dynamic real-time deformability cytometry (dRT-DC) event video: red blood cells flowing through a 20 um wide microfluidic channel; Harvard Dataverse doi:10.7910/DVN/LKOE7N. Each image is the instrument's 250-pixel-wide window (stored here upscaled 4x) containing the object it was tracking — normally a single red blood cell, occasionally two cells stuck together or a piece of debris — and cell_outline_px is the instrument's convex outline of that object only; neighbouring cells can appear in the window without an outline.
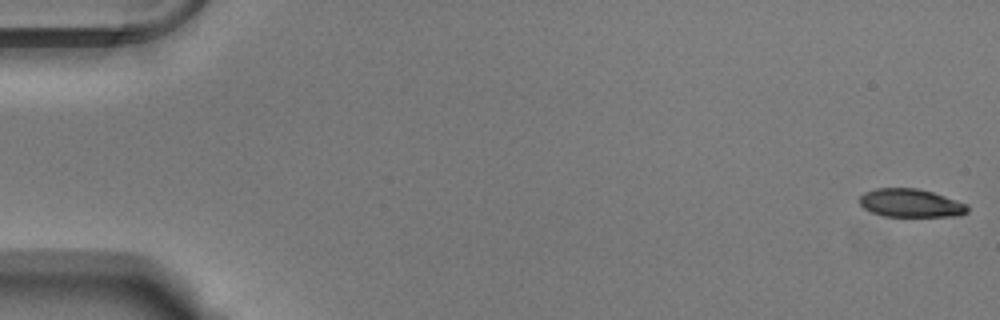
{"species": "Egyptian fruit bat (a non-hibernating species)", "species_latin": "Rousettus aegyptiacus", "temperature_condition": "warm", "stored_images_in_passage": 54, "camera_frame_rate_fps": 3000, "um_per_image_px": 0.085, "animal": {"sex": "male"}, "frame": {"image": 1, "passage_image": 1, "time_ms": 0.0, "image_size_px": [1000, 320], "cell_outline_px": [[968, 212], [960, 216], [884, 216], [872, 212], [864, 208], [860, 204], [860, 196], [864, 192], [876, 188], [916, 188], [932, 192], [968, 204]], "centroid_in_image_um": [77.42, 17.26], "position_along_channel_um": 7.6, "area_um2": 17.74}}
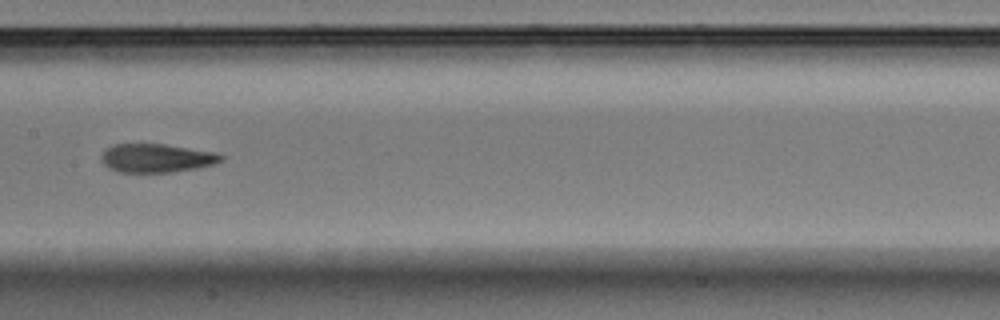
{"frame": {"image": 2, "passage_image": 28, "time_ms": 9.0, "image_size_px": [1000, 320], "cell_outline_px": [[224, 160], [216, 164], [196, 168], [172, 172], [120, 172], [108, 168], [100, 160], [100, 156], [108, 148], [116, 144], [164, 144], [216, 152], [224, 156]], "centroid_in_image_um": [13.34, 13.44], "position_along_channel_um": 194.1, "area_um2": 20.0}}
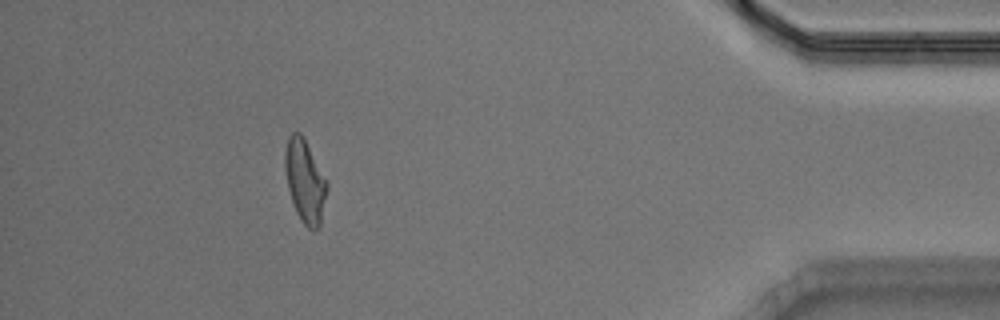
{"frame": {"image": 3, "passage_image": 49, "time_ms": 16.0, "image_size_px": [1000, 320], "cell_outline_px": [[328, 188], [320, 224], [316, 228], [308, 228], [300, 220], [296, 212], [288, 188], [284, 168], [284, 152], [288, 136], [292, 132], [300, 132], [304, 136], [328, 180]], "centroid_in_image_um": [25.92, 15.32], "position_along_channel_um": 409.3, "area_um2": 20.58}, "authors_computed_cell_mechanics": {"area_um2": 20.1722, "velocity_mm_per_s": 3.7952, "shape_relaxation_time_tau1_ms": 9.4299, "shape_relaxation_time_tau2_ms": 2.5231, "deformation_change_tau1": 0.2526, "deformation_change_tau2": 0.1012}}